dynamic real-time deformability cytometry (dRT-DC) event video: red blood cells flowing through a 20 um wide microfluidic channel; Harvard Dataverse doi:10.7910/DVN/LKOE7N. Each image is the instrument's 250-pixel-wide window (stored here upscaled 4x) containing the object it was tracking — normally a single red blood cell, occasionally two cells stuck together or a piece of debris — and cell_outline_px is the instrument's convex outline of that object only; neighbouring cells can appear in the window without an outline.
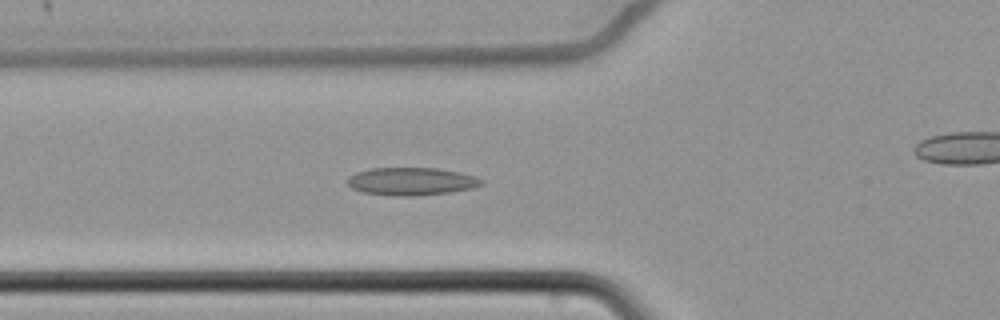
{"species": "common noctule bat (a hibernating species)", "species_latin": "Nyctalus noctula", "temperature_condition": "cold", "stored_images_in_passage": 58, "camera_frame_rate_fps": 3000, "um_per_image_px": 0.085, "animal": {"sex": "female", "body_mass_g": 22.7, "forearm_length_mm": 54.2}, "frame": {"image": 1, "passage_image": 27, "time_ms": 8.667, "image_size_px": [1000, 320], "cell_outline_px": [[484, 184], [472, 188], [448, 192], [416, 196], [396, 196], [364, 192], [352, 188], [348, 184], [348, 176], [356, 172], [372, 168], [436, 168], [460, 172], [476, 176], [484, 180]], "centroid_in_image_um": [34.99, 15.41], "position_along_channel_um": 90.8, "area_um2": 21.68}}
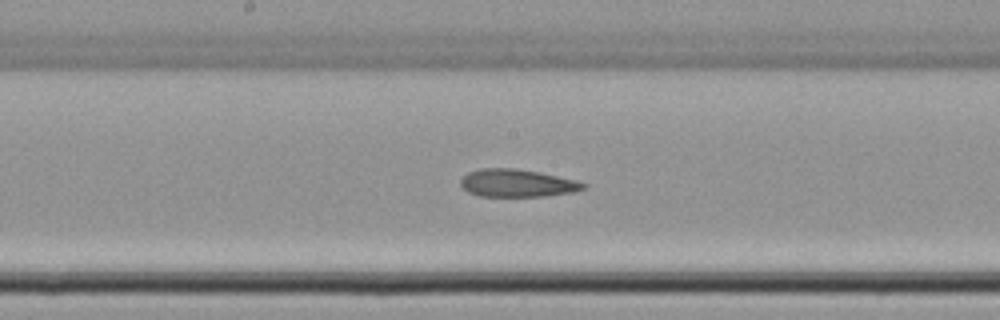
{"frame": {"image": 2, "passage_image": 37, "time_ms": 12.0, "image_size_px": [1000, 320], "cell_outline_px": [[588, 188], [576, 192], [544, 196], [480, 196], [468, 192], [460, 184], [460, 180], [468, 172], [480, 168], [512, 168], [540, 172], [576, 180], [588, 184]], "centroid_in_image_um": [44.0, 15.56], "position_along_channel_um": 204.2, "area_um2": 19.94}}
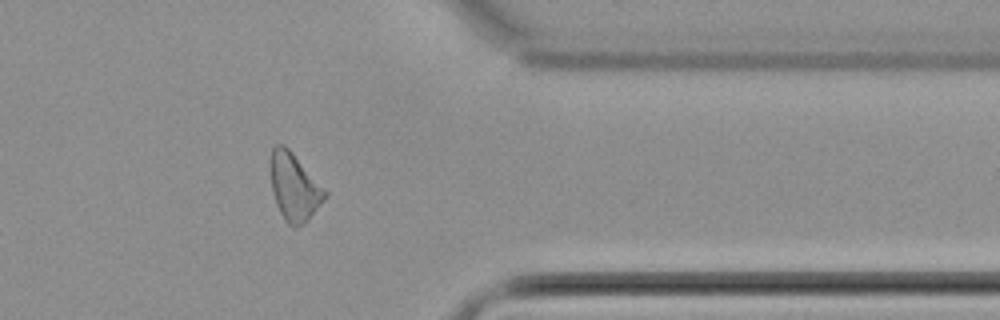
{"frame": {"image": 3, "passage_image": 54, "time_ms": 17.667, "image_size_px": [1000, 320], "cell_outline_px": [[328, 196], [308, 220], [304, 224], [296, 228], [288, 224], [284, 220], [276, 204], [272, 192], [272, 148], [276, 144], [284, 144], [292, 152], [328, 192]], "centroid_in_image_um": [25.04, 15.94], "position_along_channel_um": 386.4, "area_um2": 21.15}}